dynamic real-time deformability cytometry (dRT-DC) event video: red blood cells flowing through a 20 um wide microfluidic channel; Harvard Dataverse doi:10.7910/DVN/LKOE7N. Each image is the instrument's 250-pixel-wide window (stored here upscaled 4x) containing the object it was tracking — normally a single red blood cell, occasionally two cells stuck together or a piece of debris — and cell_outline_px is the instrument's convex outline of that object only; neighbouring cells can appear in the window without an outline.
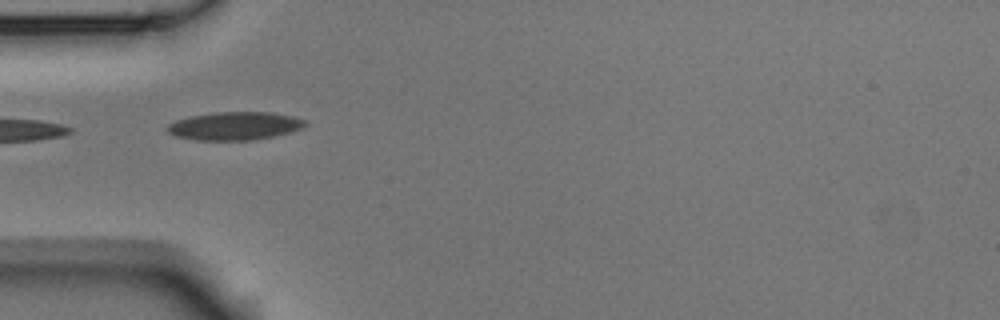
{"species": "Egyptian fruit bat (a non-hibernating species)", "species_latin": "Rousettus aegyptiacus", "temperature_condition": "room temperature", "stored_images_in_passage": 6, "camera_frame_rate_fps": 3000, "um_per_image_px": 0.085, "animal": {"sex": "male"}, "frame": {"image": 1, "passage_image": 4, "time_ms": 1.0, "image_size_px": [1000, 320], "cell_outline_px": [[308, 124], [304, 128], [292, 132], [252, 140], [196, 140], [176, 136], [168, 132], [164, 128], [168, 124], [176, 120], [192, 116], [212, 112], [272, 112], [292, 116], [308, 120]], "centroid_in_image_um": [19.99, 10.7], "position_along_channel_um": 65.0, "area_um2": 22.83}}
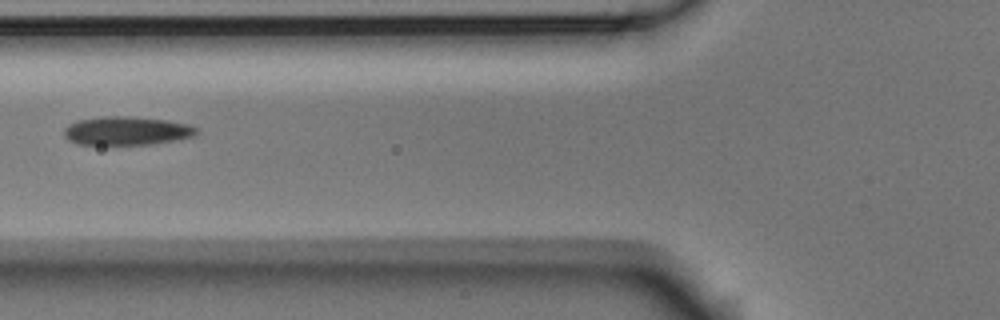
{"frame": {"image": 2, "passage_image": 5, "time_ms": 1.333, "image_size_px": [1000, 320], "cell_outline_px": [[200, 132], [196, 136], [152, 144], [76, 144], [68, 140], [64, 136], [64, 128], [80, 120], [108, 116], [128, 116], [164, 120], [188, 124], [200, 128]], "centroid_in_image_um": [10.83, 11.13], "position_along_channel_um": 115.0, "area_um2": 21.91}}
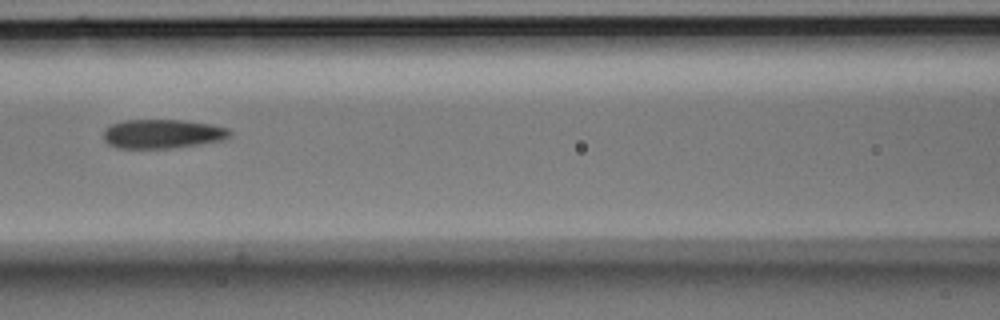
{"frame": {"image": 3, "passage_image": 6, "time_ms": 1.667, "image_size_px": [1000, 320], "cell_outline_px": [[232, 136], [224, 140], [200, 144], [172, 148], [120, 148], [108, 144], [104, 140], [104, 128], [112, 124], [124, 120], [184, 120], [212, 124], [228, 128], [232, 132]], "centroid_in_image_um": [13.85, 11.37], "position_along_channel_um": 152.8, "area_um2": 21.62}}